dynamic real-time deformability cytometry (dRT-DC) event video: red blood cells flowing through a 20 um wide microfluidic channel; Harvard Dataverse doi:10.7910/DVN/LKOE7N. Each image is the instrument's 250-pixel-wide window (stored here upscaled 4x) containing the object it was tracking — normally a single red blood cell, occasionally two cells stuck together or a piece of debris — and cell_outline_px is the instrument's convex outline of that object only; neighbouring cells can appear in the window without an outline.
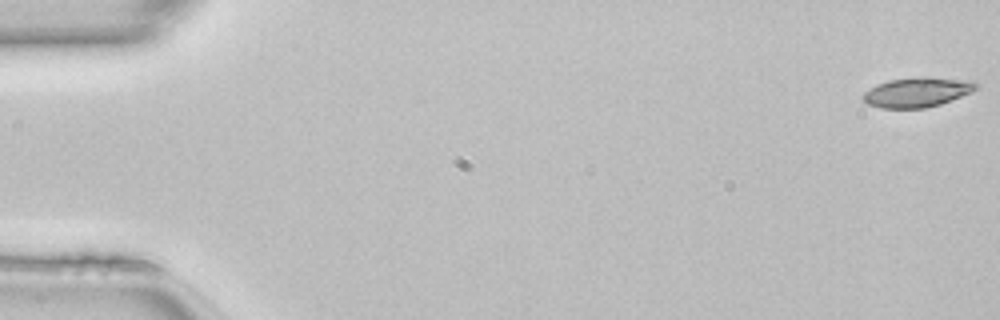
{"species": "common noctule bat (a hibernating species)", "species_latin": "Nyctalus noctula", "temperature_condition": "room temperature", "stored_images_in_passage": 50, "camera_frame_rate_fps": 3000, "um_per_image_px": 0.085, "animal": {"sex": "female", "body_mass_g": 22.7, "forearm_length_mm": 54.2}, "frame": {"image": 1, "passage_image": 1, "time_ms": 0.0, "image_size_px": [1000, 320], "cell_outline_px": [[980, 88], [972, 92], [940, 104], [924, 108], [880, 108], [868, 104], [860, 96], [864, 92], [876, 84], [888, 80], [924, 76], [976, 80], [980, 84]], "centroid_in_image_um": [78.01, 7.81], "position_along_channel_um": 7.0, "area_um2": 20.0}}
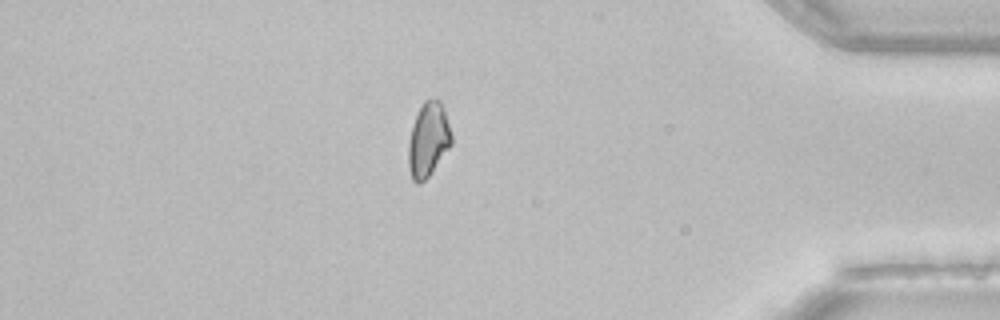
{"frame": {"image": 2, "passage_image": 43, "time_ms": 14.0, "image_size_px": [1000, 320], "cell_outline_px": [[452, 144], [428, 176], [420, 184], [416, 184], [412, 180], [408, 168], [408, 144], [412, 124], [424, 100], [440, 100], [444, 108], [452, 136]], "centroid_in_image_um": [36.39, 11.9], "position_along_channel_um": 398.8, "area_um2": 18.55}}
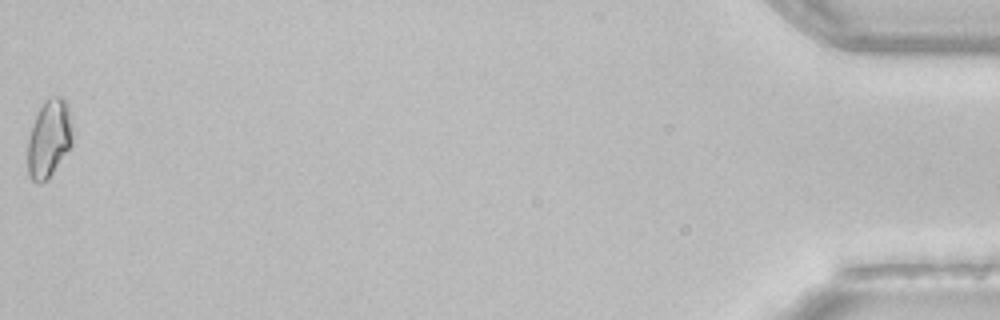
{"frame": {"image": 3, "passage_image": 50, "time_ms": 16.333, "image_size_px": [1000, 320], "cell_outline_px": [[72, 144], [48, 180], [40, 184], [36, 184], [28, 176], [28, 140], [32, 124], [40, 108], [52, 96], [64, 96], [68, 104], [72, 120]], "centroid_in_image_um": [4.18, 11.8], "position_along_channel_um": 431.0, "area_um2": 20.52}, "authors_computed_cell_mechanics": {"area_um2": 19.5653, "velocity_mm_per_s": 4.1454, "shape_relaxation_time_tau1_ms": null, "shape_relaxation_time_tau2_ms": 5.5838, "deformation_change_tau1": null, "deformation_change_tau2": 0.1012}}